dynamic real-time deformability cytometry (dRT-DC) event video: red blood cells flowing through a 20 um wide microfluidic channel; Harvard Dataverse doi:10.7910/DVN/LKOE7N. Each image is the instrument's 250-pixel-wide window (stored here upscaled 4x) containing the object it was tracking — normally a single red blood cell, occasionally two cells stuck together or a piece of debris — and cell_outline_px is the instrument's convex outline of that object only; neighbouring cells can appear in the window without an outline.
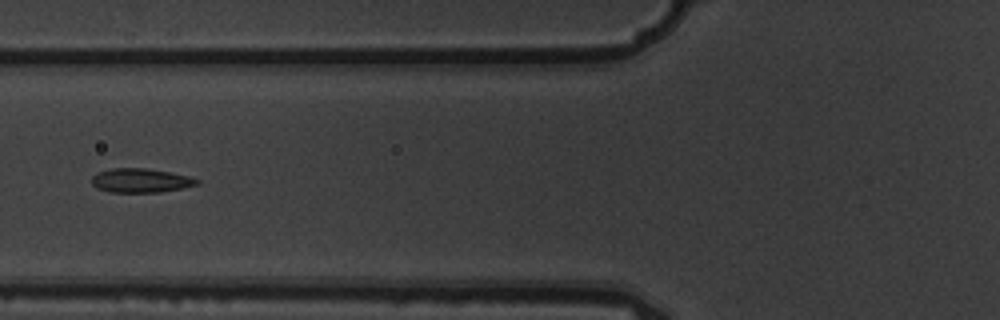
{"species": "common noctule bat (a hibernating species)", "species_latin": "Nyctalus noctula", "temperature_condition": "warm", "stored_images_in_passage": 6, "camera_frame_rate_fps": 3000, "um_per_image_px": 0.085, "animal": {"sex": "male", "body_mass_g": 19.5, "forearm_length_mm": 54.6}, "frame": {"image": 1, "passage_image": 6, "time_ms": 1.667, "image_size_px": [1000, 320], "cell_outline_px": [[200, 184], [184, 188], [160, 192], [108, 192], [96, 188], [92, 184], [92, 176], [96, 172], [112, 168], [144, 168], [168, 172], [188, 176], [200, 180]], "centroid_in_image_um": [11.94, 15.35], "position_along_channel_um": 113.9, "area_um2": 14.85}}